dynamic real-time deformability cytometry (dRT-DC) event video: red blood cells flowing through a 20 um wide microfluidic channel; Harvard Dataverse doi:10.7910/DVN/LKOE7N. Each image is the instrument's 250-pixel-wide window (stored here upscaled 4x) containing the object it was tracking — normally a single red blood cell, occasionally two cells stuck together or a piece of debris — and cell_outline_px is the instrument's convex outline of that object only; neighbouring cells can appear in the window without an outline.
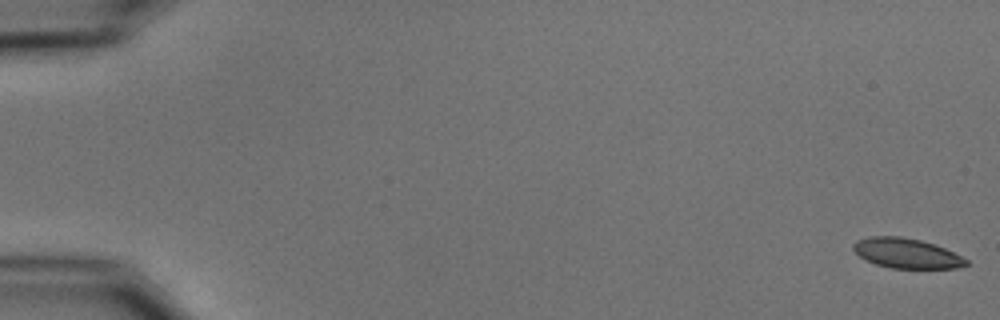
{"species": "common noctule bat (a hibernating species)", "species_latin": "Nyctalus noctula", "temperature_condition": "cold", "stored_images_in_passage": 55, "camera_frame_rate_fps": 3000, "um_per_image_px": 0.085, "animal": {"sex": "male", "body_mass_g": 15.6}, "frame": {"image": 1, "passage_image": 1, "time_ms": 0.0, "image_size_px": [1000, 320], "cell_outline_px": [[968, 264], [956, 268], [892, 268], [876, 264], [860, 256], [852, 248], [852, 244], [856, 240], [868, 236], [900, 236], [920, 240], [944, 248], [968, 260]], "centroid_in_image_um": [77.02, 21.52], "position_along_channel_um": 8.0, "area_um2": 19.42}}
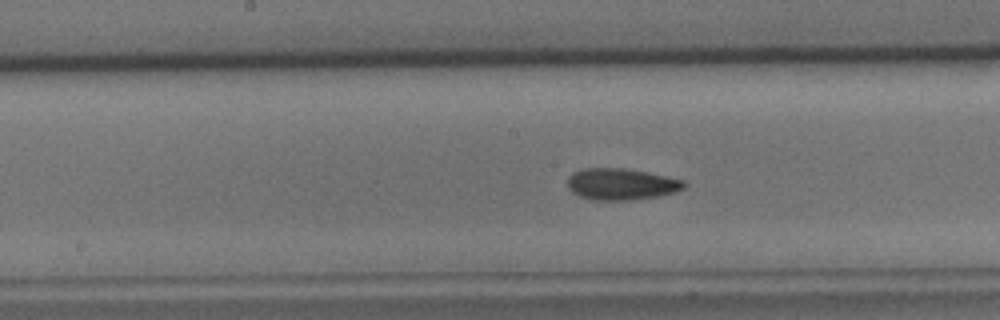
{"frame": {"image": 2, "passage_image": 29, "time_ms": 9.333, "image_size_px": [1000, 320], "cell_outline_px": [[688, 184], [684, 188], [676, 192], [656, 196], [628, 200], [592, 200], [580, 196], [572, 192], [568, 188], [568, 176], [572, 172], [580, 168], [624, 168], [668, 176], [684, 180]], "centroid_in_image_um": [52.8, 15.64], "position_along_channel_um": 195.4, "area_um2": 21.56}}
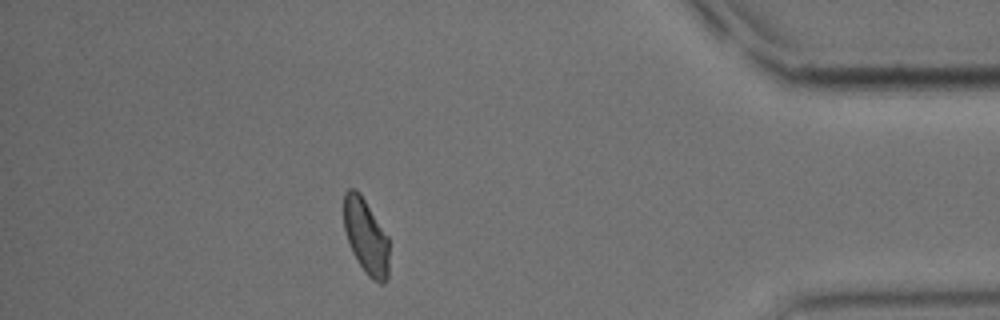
{"frame": {"image": 3, "passage_image": 49, "time_ms": 16.0, "image_size_px": [1000, 320], "cell_outline_px": [[388, 276], [384, 284], [380, 284], [372, 280], [364, 272], [352, 252], [348, 244], [344, 228], [344, 192], [348, 188], [356, 188], [360, 192], [388, 236]], "centroid_in_image_um": [31.09, 20.1], "position_along_channel_um": 404.1, "area_um2": 20.11}, "authors_computed_cell_mechanics": {"area_um2": 20.808, "velocity_mm_per_s": 3.6981, "shape_relaxation_time_tau1_ms": 5.3974, "shape_relaxation_time_tau2_ms": 3.2106, "deformation_change_tau1": 0.1172, "deformation_change_tau2": 0.0866}}